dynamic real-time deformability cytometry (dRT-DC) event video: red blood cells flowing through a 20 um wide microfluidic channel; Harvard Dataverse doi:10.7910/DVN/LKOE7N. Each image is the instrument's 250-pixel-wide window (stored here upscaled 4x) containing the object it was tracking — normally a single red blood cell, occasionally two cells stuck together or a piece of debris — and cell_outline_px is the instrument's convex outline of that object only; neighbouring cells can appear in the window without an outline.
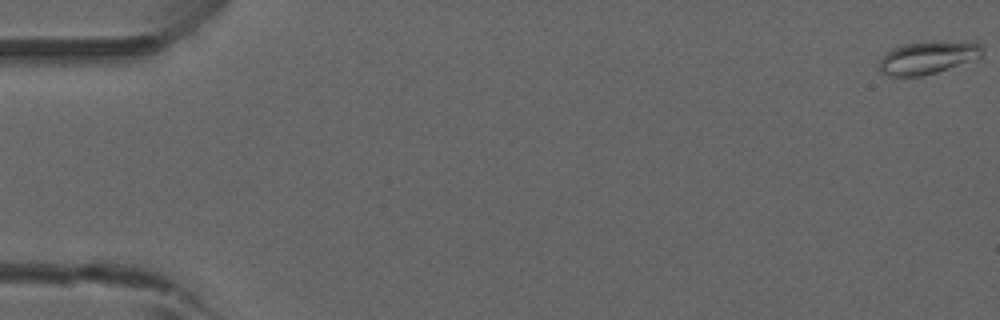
{"species": "common noctule bat (a hibernating species)", "species_latin": "Nyctalus noctula", "temperature_condition": "room temperature", "stored_images_in_passage": 26, "camera_frame_rate_fps": 3000, "um_per_image_px": 0.085, "animal": {"sex": "male", "forearm_length_mm": 52.5}, "frame": {"image": 1, "passage_image": 1, "time_ms": 0.0, "image_size_px": [1000, 320], "cell_outline_px": [[984, 56], [936, 72], [920, 76], [892, 76], [880, 72], [880, 60], [892, 48], [904, 44], [924, 40], [936, 40], [980, 44], [984, 48]], "centroid_in_image_um": [78.88, 4.87], "position_along_channel_um": 6.1, "area_um2": 19.65}}
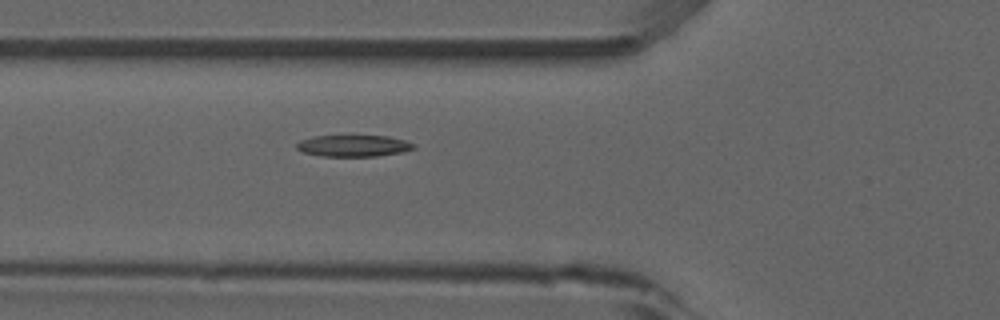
{"frame": {"image": 2, "passage_image": 20, "time_ms": 6.333, "image_size_px": [1000, 320], "cell_outline_px": [[416, 148], [404, 152], [376, 156], [320, 156], [304, 152], [296, 148], [296, 144], [300, 140], [312, 136], [388, 136], [404, 140], [416, 144]], "centroid_in_image_um": [30.07, 12.39], "position_along_channel_um": 95.7, "area_um2": 14.74}}
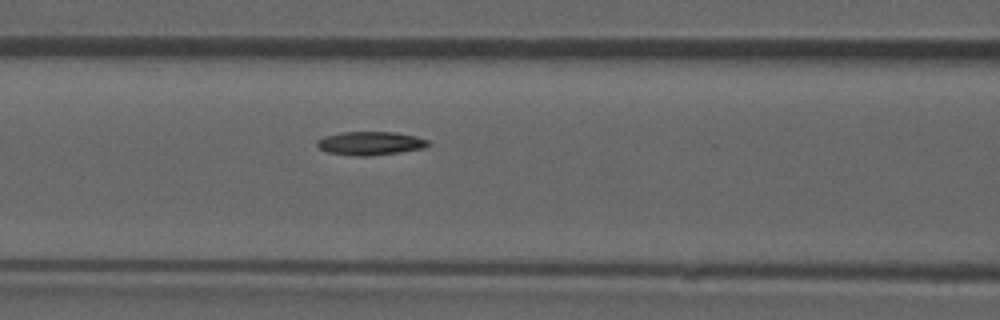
{"frame": {"image": 3, "passage_image": 23, "time_ms": 7.333, "image_size_px": [1000, 320], "cell_outline_px": [[432, 144], [424, 148], [400, 152], [368, 156], [352, 156], [328, 152], [320, 148], [316, 144], [316, 140], [324, 136], [340, 132], [396, 132], [416, 136], [428, 140]], "centroid_in_image_um": [31.49, 12.18], "position_along_channel_um": 135.1, "area_um2": 15.37}}